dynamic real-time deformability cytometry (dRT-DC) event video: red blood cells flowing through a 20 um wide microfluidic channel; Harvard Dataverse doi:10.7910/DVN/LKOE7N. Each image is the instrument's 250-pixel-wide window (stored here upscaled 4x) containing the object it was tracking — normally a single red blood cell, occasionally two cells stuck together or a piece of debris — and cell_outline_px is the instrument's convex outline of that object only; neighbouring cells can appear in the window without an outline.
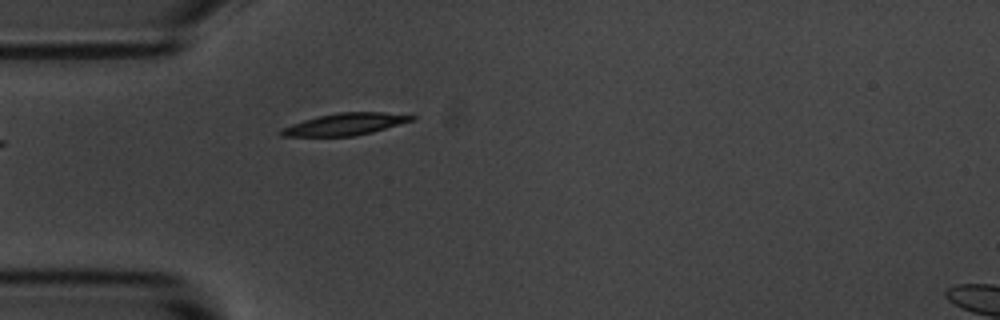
{"species": "common noctule bat (a hibernating species)", "species_latin": "Nyctalus noctula", "temperature_condition": "room temperature", "stored_images_in_passage": 5, "camera_frame_rate_fps": 3000, "um_per_image_px": 0.085, "animal": {"sex": "male", "body_mass_g": 20.1, "forearm_length_mm": 53.5}, "frame": {"image": 1, "passage_image": 5, "time_ms": 4.667, "image_size_px": [1000, 320], "cell_outline_px": [[416, 116], [412, 120], [372, 132], [352, 136], [280, 136], [276, 132], [280, 128], [304, 120], [320, 116], [340, 112], [384, 112]], "centroid_in_image_um": [29.26, 10.56], "position_along_channel_um": 55.7, "area_um2": 16.47}}